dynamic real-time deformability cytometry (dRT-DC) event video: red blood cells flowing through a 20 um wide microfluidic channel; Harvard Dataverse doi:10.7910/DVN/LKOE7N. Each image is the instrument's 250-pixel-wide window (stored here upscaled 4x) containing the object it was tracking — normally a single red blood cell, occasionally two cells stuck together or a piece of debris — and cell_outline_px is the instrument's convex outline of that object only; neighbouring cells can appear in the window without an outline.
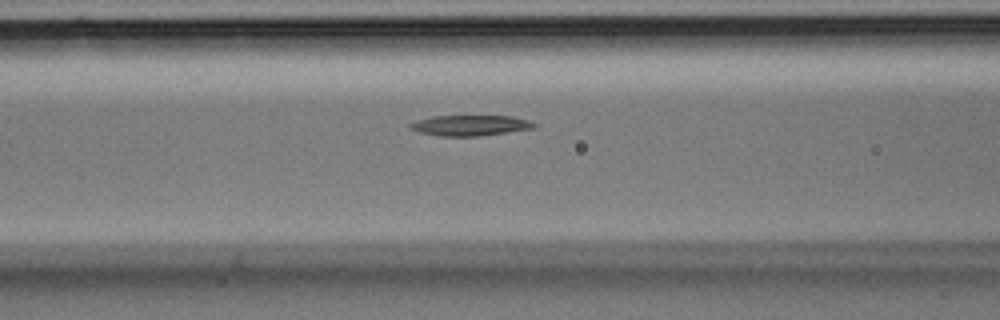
{"species": "Egyptian fruit bat (a non-hibernating species)", "species_latin": "Rousettus aegyptiacus", "temperature_condition": "room temperature", "stored_images_in_passage": 26, "camera_frame_rate_fps": 3000, "um_per_image_px": 0.085, "animal": {"sex": "male"}, "frame": {"image": 1, "passage_image": 4, "time_ms": 1.0, "image_size_px": [1000, 320], "cell_outline_px": [[536, 128], [480, 136], [440, 136], [420, 132], [408, 128], [408, 124], [416, 120], [432, 116], [512, 116], [528, 120], [536, 124]], "centroid_in_image_um": [39.95, 10.66], "position_along_channel_um": 126.6, "area_um2": 14.91}}
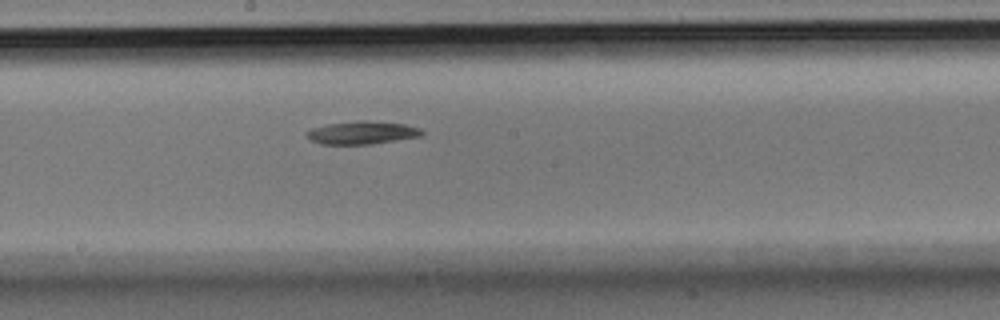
{"frame": {"image": 2, "passage_image": 9, "time_ms": 2.667, "image_size_px": [1000, 320], "cell_outline_px": [[424, 132], [420, 136], [372, 144], [320, 144], [312, 140], [304, 132], [312, 128], [328, 124], [360, 120], [368, 120], [404, 124], [420, 128]], "centroid_in_image_um": [30.77, 11.27], "position_along_channel_um": 217.4, "area_um2": 15.32}}
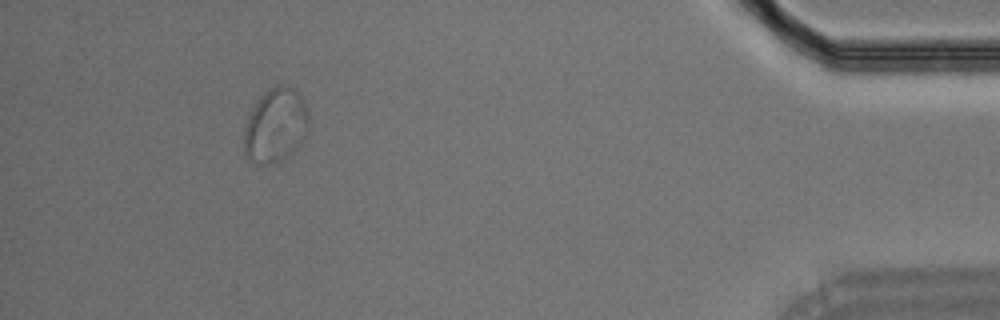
{"frame": {"image": 3, "passage_image": 23, "time_ms": 7.333, "image_size_px": [1000, 320], "cell_outline_px": [[308, 132], [300, 144], [276, 164], [260, 164], [248, 160], [244, 152], [244, 128], [248, 116], [252, 108], [260, 96], [264, 92], [276, 84], [284, 84], [292, 88], [300, 96], [308, 112]], "centroid_in_image_um": [23.4, 10.66], "position_along_channel_um": 411.8, "area_um2": 28.03}}